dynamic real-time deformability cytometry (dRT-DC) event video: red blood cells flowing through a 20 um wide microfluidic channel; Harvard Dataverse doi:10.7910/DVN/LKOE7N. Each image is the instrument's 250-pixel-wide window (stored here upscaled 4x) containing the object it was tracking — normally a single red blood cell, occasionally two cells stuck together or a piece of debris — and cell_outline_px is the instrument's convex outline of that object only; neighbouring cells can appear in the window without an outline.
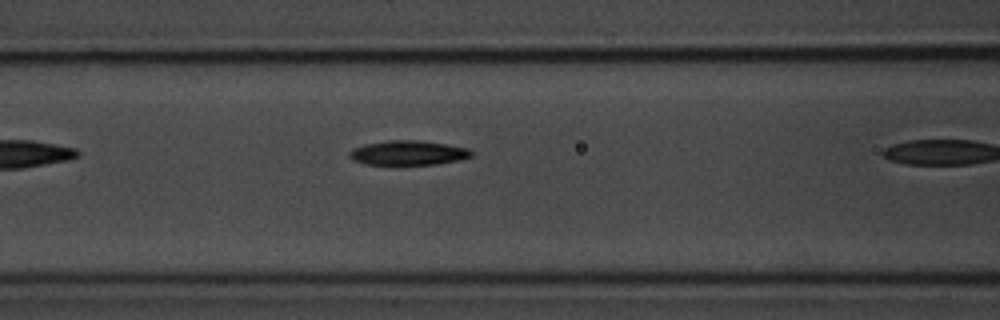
{"species": "common noctule bat (a hibernating species)", "species_latin": "Nyctalus noctula", "temperature_condition": "room temperature", "stored_images_in_passage": 6, "camera_frame_rate_fps": 3000, "um_per_image_px": 0.085, "animal": {"sex": "male", "body_mass_g": 20.1, "forearm_length_mm": 53.5}, "frame": {"image": 1, "passage_image": 5, "time_ms": 1.333, "image_size_px": [1000, 320], "cell_outline_px": [[472, 156], [460, 160], [436, 164], [364, 164], [352, 160], [348, 156], [348, 152], [352, 148], [364, 144], [388, 140], [420, 140], [468, 148], [472, 152]], "centroid_in_image_um": [34.65, 12.99], "position_along_channel_um": 132.0, "area_um2": 17.46}}